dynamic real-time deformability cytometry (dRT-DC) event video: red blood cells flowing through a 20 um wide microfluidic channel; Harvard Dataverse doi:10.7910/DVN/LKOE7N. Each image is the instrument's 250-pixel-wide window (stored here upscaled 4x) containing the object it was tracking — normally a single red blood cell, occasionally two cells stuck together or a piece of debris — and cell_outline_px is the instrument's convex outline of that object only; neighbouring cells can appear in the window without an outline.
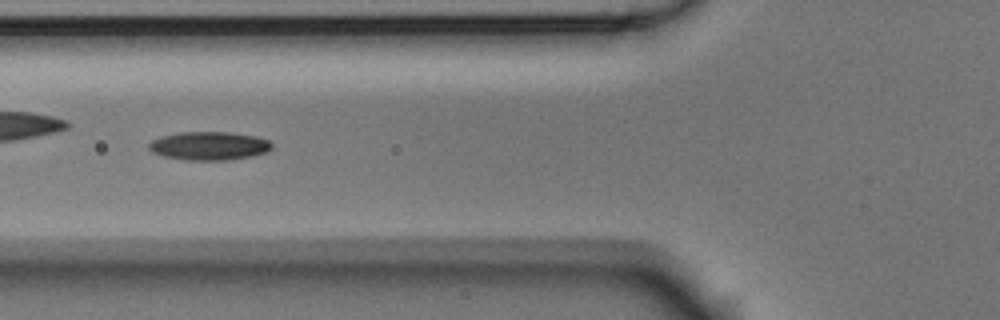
{"species": "Egyptian fruit bat (a non-hibernating species)", "species_latin": "Rousettus aegyptiacus", "temperature_condition": "room temperature", "stored_images_in_passage": 7, "camera_frame_rate_fps": 3000, "um_per_image_px": 0.085, "animal": {"sex": "male"}, "frame": {"image": 1, "passage_image": 7, "time_ms": 2.0, "image_size_px": [1000, 320], "cell_outline_px": [[272, 148], [268, 152], [252, 156], [228, 160], [188, 160], [164, 156], [152, 152], [148, 148], [148, 144], [152, 140], [164, 136], [180, 132], [228, 132], [256, 136], [268, 140], [272, 144]], "centroid_in_image_um": [17.8, 12.4], "position_along_channel_um": 108.0, "area_um2": 20.35}}